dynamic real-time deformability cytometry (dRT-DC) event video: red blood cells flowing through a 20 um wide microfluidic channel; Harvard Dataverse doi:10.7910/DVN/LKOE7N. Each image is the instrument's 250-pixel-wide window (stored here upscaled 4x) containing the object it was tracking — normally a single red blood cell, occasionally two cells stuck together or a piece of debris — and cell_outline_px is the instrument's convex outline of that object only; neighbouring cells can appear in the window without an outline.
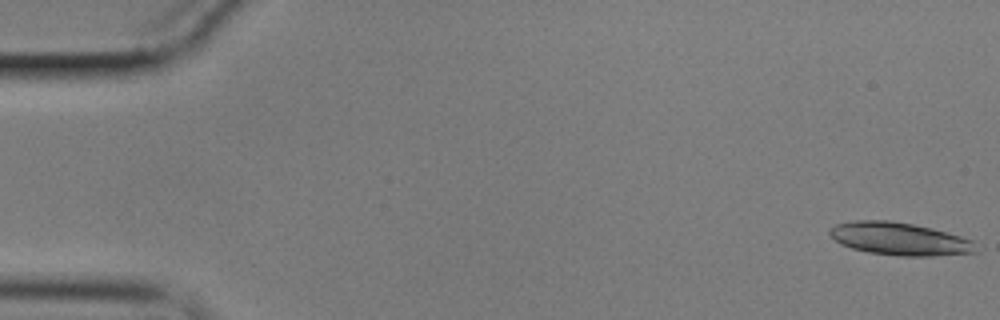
{"species": "common noctule bat (a hibernating species)", "species_latin": "Nyctalus noctula", "temperature_condition": "cold", "stored_images_in_passage": 58, "camera_frame_rate_fps": 3000, "um_per_image_px": 0.085, "animal": {"sex": "male", "body_mass_g": 17.9}, "frame": {"image": 1, "passage_image": 1, "time_ms": 0.0, "image_size_px": [1000, 320], "cell_outline_px": [[976, 252], [932, 256], [900, 256], [868, 252], [852, 248], [840, 244], [828, 232], [836, 224], [852, 220], [888, 220], [912, 224], [960, 236], [972, 240]], "centroid_in_image_um": [76.41, 20.3], "position_along_channel_um": 8.6, "area_um2": 27.46}}
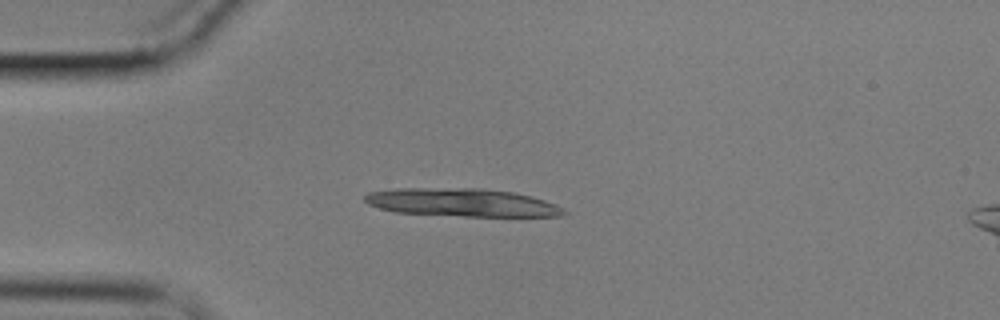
{"frame": {"image": 2, "passage_image": 15, "time_ms": 4.667, "image_size_px": [1000, 320], "cell_outline_px": [[568, 212], [564, 216], [464, 216], [396, 212], [380, 208], [368, 204], [364, 200], [364, 196], [368, 192], [396, 188], [480, 188], [512, 192], [532, 196], [556, 204]], "centroid_in_image_um": [39.27, 17.21], "position_along_channel_um": 45.7, "area_um2": 32.54}}
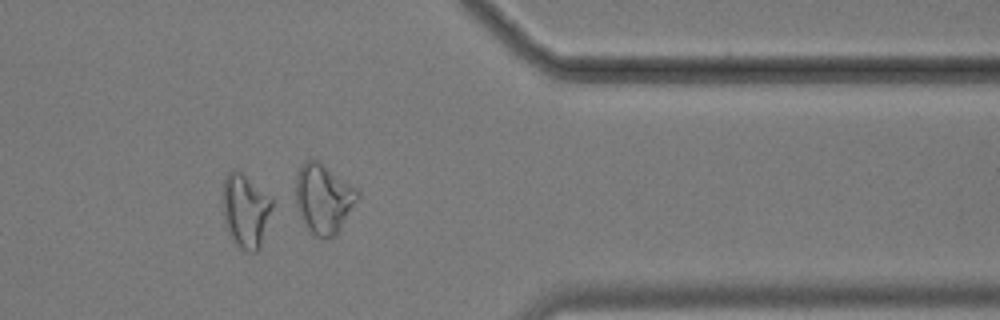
{"frame": {"image": 3, "passage_image": 48, "time_ms": 15.667, "image_size_px": [1000, 320], "cell_outline_px": [[272, 204], [260, 248], [256, 252], [248, 252], [240, 248], [232, 240], [228, 232], [224, 220], [224, 176], [232, 168], [240, 172], [272, 196]], "centroid_in_image_um": [20.87, 17.91], "position_along_channel_um": 390.5, "area_um2": 20.98}, "authors_computed_cell_mechanics": {"area_um2": 21.0392, "velocity_mm_per_s": 3.4307, "shape_relaxation_time_tau1_ms": 7.1267, "shape_relaxation_time_tau2_ms": 6.9622, "deformation_change_tau1": 0.1735, "deformation_change_tau2": 0.1367}}